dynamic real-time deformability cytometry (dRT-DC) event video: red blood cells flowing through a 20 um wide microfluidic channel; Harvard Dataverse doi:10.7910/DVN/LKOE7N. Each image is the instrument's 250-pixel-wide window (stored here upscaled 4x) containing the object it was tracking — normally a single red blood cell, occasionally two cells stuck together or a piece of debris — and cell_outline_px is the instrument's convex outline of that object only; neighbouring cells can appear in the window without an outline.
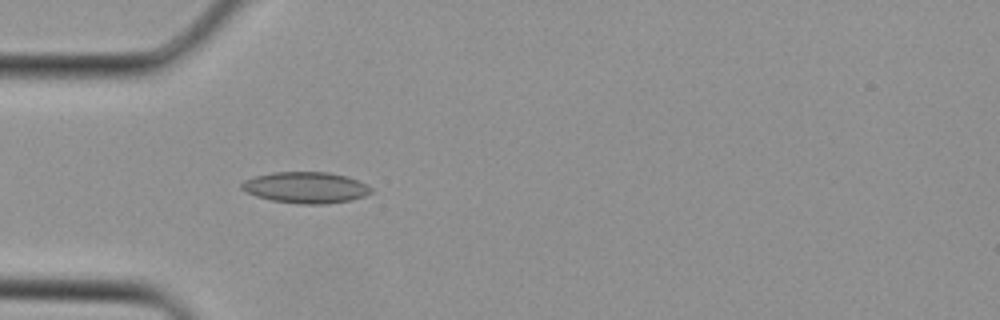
{"species": "Egyptian fruit bat (a non-hibernating species)", "species_latin": "Rousettus aegyptiacus", "temperature_condition": "cold", "stored_images_in_passage": 3, "camera_frame_rate_fps": 3000, "um_per_image_px": 0.085, "animal": {"sex": "female"}, "frame": {"image": 1, "passage_image": 3, "time_ms": 0.667, "image_size_px": [1000, 320], "cell_outline_px": [[372, 192], [364, 196], [352, 200], [324, 204], [300, 204], [272, 200], [256, 196], [244, 192], [240, 188], [240, 184], [244, 180], [256, 176], [272, 172], [328, 172], [348, 176], [372, 188]], "centroid_in_image_um": [25.96, 15.94], "position_along_channel_um": 59.0, "area_um2": 23.58}}